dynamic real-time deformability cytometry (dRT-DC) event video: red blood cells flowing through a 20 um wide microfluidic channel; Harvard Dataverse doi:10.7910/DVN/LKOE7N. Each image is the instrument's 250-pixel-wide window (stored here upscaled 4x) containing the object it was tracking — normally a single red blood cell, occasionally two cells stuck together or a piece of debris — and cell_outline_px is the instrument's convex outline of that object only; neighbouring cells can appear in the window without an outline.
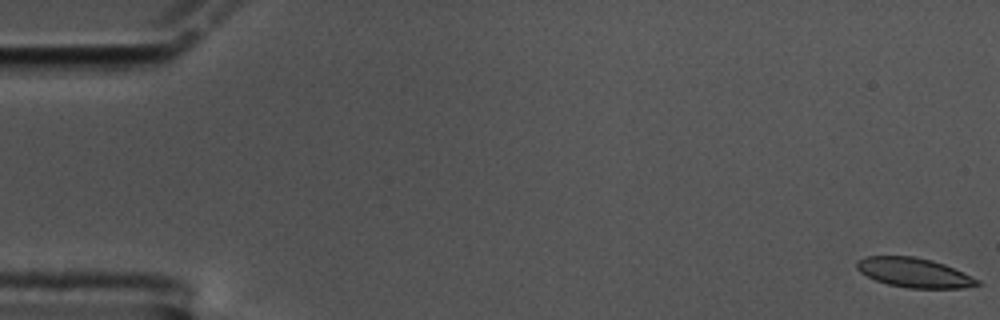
{"species": "common noctule bat (a hibernating species)", "species_latin": "Nyctalus noctula", "temperature_condition": "cold", "stored_images_in_passage": 60, "camera_frame_rate_fps": 3000, "um_per_image_px": 0.085, "animal": {"sex": "male", "body_mass_g": 17.5, "forearm_length_mm": 52.3}, "frame": {"image": 1, "passage_image": 1, "time_ms": 0.0, "image_size_px": [1000, 320], "cell_outline_px": [[980, 284], [964, 288], [908, 288], [888, 284], [876, 280], [860, 272], [856, 268], [856, 260], [864, 256], [912, 256], [932, 260], [944, 264], [972, 276], [980, 280]], "centroid_in_image_um": [77.68, 23.17], "position_along_channel_um": 7.3, "area_um2": 20.69}}
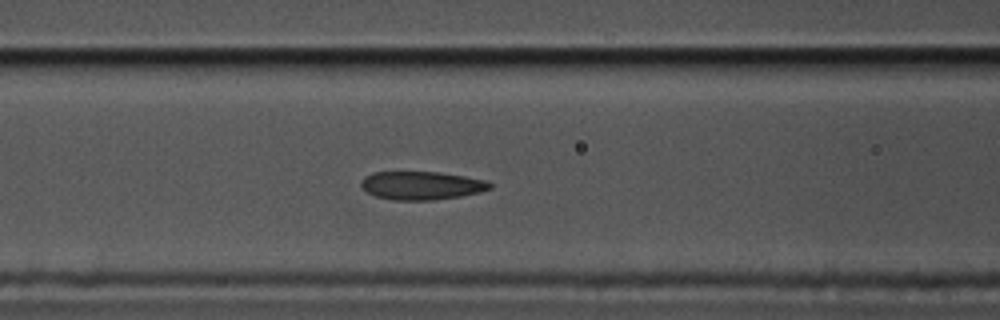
{"frame": {"image": 2, "passage_image": 25, "time_ms": 8.0, "image_size_px": [1000, 320], "cell_outline_px": [[492, 188], [460, 196], [432, 200], [392, 200], [376, 196], [368, 192], [360, 184], [360, 180], [364, 176], [372, 172], [436, 172], [464, 176], [488, 180], [492, 184]], "centroid_in_image_um": [35.81, 15.76], "position_along_channel_um": 130.8, "area_um2": 21.15}}
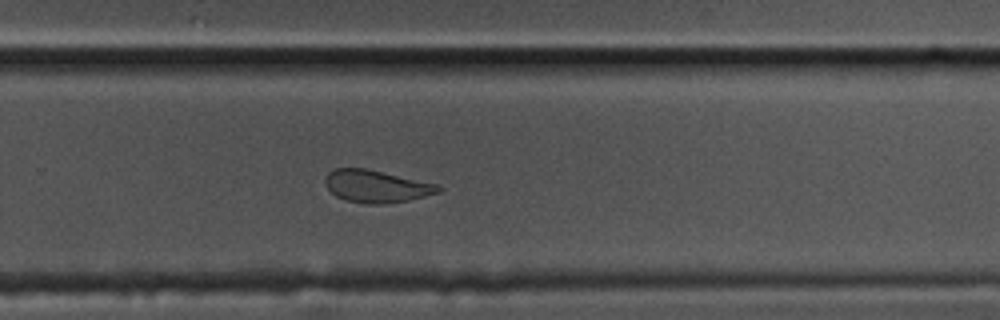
{"frame": {"image": 3, "passage_image": 40, "time_ms": 13.0, "image_size_px": [1000, 320], "cell_outline_px": [[444, 188], [440, 192], [408, 200], [384, 204], [364, 204], [348, 200], [336, 196], [324, 184], [324, 180], [328, 172], [336, 168], [364, 168], [440, 184]], "centroid_in_image_um": [32.01, 15.83], "position_along_channel_um": 297.8, "area_um2": 21.39}, "authors_computed_cell_mechanics": {"area_um2": 21.7906, "velocity_mm_per_s": 3.3483, "shape_relaxation_time_tau1_ms": null, "shape_relaxation_time_tau2_ms": 1.826, "deformation_change_tau1": null, "deformation_change_tau2": 0.074}}